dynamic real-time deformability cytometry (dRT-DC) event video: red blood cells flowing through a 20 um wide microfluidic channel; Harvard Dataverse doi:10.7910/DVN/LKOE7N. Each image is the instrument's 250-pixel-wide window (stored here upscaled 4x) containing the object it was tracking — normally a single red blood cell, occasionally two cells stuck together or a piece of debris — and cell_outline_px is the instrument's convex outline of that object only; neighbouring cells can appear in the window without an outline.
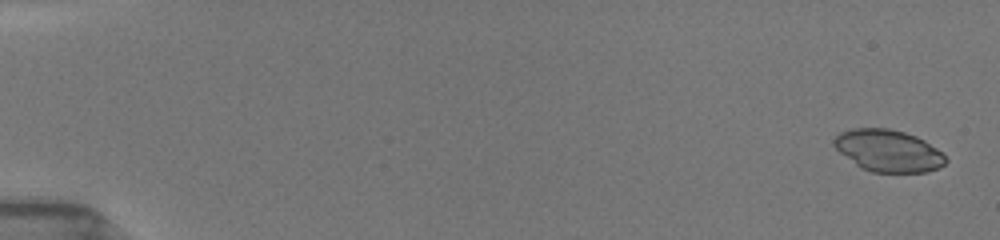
{"species": "common noctule bat (a hibernating species)", "species_latin": "Nyctalus noctula", "temperature_condition": "room temperature", "stored_images_in_passage": 27, "camera_frame_rate_fps": 3000, "um_per_image_px": 0.085, "animal": {"sex": "female", "body_mass_g": 19.5, "forearm_length_mm": 54.1}, "frame": {"image": 1, "passage_image": 1, "time_ms": 0.0, "image_size_px": [1000, 240], "cell_outline_px": [[948, 160], [944, 164], [928, 172], [872, 172], [860, 168], [840, 152], [832, 144], [832, 140], [840, 132], [852, 128], [888, 128], [904, 132], [916, 136], [924, 140], [936, 148]], "centroid_in_image_um": [75.47, 12.81], "position_along_channel_um": 9.5, "area_um2": 27.22}}
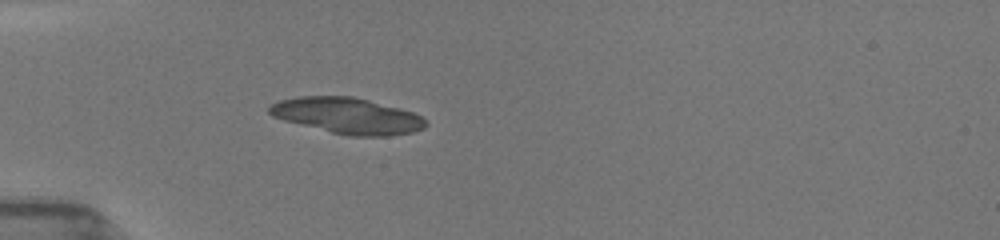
{"frame": {"image": 2, "passage_image": 17, "time_ms": 5.0, "image_size_px": [1000, 240], "cell_outline_px": [[428, 124], [424, 128], [412, 132], [388, 136], [348, 136], [284, 120], [272, 116], [268, 112], [268, 108], [272, 104], [280, 100], [300, 96], [352, 96], [400, 108], [412, 112], [420, 116]], "centroid_in_image_um": [29.53, 9.83], "position_along_channel_um": 55.5, "area_um2": 32.54}}